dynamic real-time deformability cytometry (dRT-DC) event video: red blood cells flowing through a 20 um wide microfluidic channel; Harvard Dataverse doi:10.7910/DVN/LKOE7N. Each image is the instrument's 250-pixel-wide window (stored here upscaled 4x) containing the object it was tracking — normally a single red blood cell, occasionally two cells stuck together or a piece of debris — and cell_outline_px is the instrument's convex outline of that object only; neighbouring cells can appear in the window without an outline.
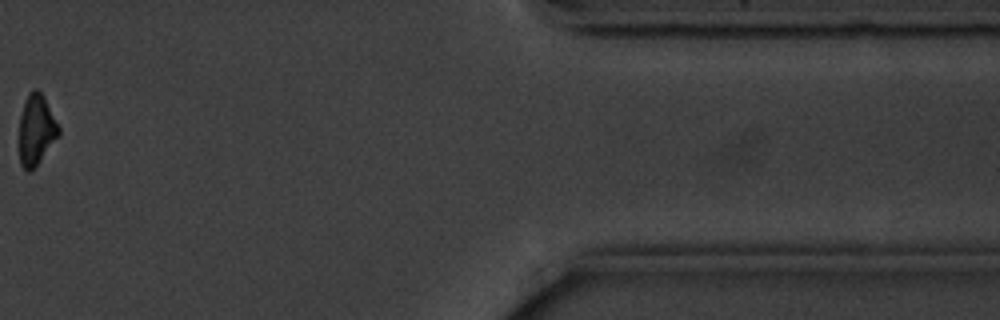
{"species": "common noctule bat (a hibernating species)", "species_latin": "Nyctalus noctula", "temperature_condition": "cold", "stored_images_in_passage": 11, "camera_frame_rate_fps": 3000, "um_per_image_px": 0.085, "animal": {"sex": "male", "body_mass_g": 20.1, "forearm_length_mm": 53.5}, "frame": {"image": 1, "passage_image": 10, "time_ms": 11.333, "image_size_px": [1000, 320], "cell_outline_px": [[60, 132], [36, 164], [28, 172], [20, 164], [20, 116], [24, 100], [28, 92], [32, 88], [36, 88], [44, 96], [60, 128]], "centroid_in_image_um": [3.06, 10.95], "position_along_channel_um": 408.3, "area_um2": 15.78}, "authors_computed_cell_mechanics": {"area_um2": 18.4382, "velocity_mm_per_s": 3.5633, "shape_relaxation_time_tau1_ms": 1.4249, "shape_relaxation_time_tau2_ms": null, "deformation_change_tau1": 0.0899, "deformation_change_tau2": null}}